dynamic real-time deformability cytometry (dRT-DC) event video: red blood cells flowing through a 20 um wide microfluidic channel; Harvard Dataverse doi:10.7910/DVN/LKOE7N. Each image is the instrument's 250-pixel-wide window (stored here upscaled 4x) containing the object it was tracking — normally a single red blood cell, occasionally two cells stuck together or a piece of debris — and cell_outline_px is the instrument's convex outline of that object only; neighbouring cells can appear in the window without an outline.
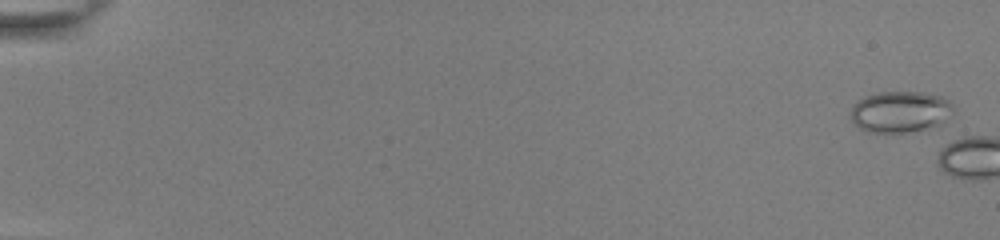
{"species": "common noctule bat (a hibernating species)", "species_latin": "Nyctalus noctula", "temperature_condition": "room temperature", "stored_images_in_passage": 4, "camera_frame_rate_fps": 3000, "um_per_image_px": 0.085, "animal": {"sex": "female", "body_mass_g": 22.0, "forearm_length_mm": 56.7}, "frame": {"image": 1, "passage_image": 2, "time_ms": 0.333, "image_size_px": [1000, 240], "cell_outline_px": [[956, 112], [940, 128], [908, 132], [868, 132], [860, 128], [848, 116], [852, 104], [864, 96], [880, 92], [924, 92], [940, 96], [948, 100], [956, 108]], "centroid_in_image_um": [76.59, 9.52], "position_along_channel_um": 8.4, "area_um2": 25.66}}